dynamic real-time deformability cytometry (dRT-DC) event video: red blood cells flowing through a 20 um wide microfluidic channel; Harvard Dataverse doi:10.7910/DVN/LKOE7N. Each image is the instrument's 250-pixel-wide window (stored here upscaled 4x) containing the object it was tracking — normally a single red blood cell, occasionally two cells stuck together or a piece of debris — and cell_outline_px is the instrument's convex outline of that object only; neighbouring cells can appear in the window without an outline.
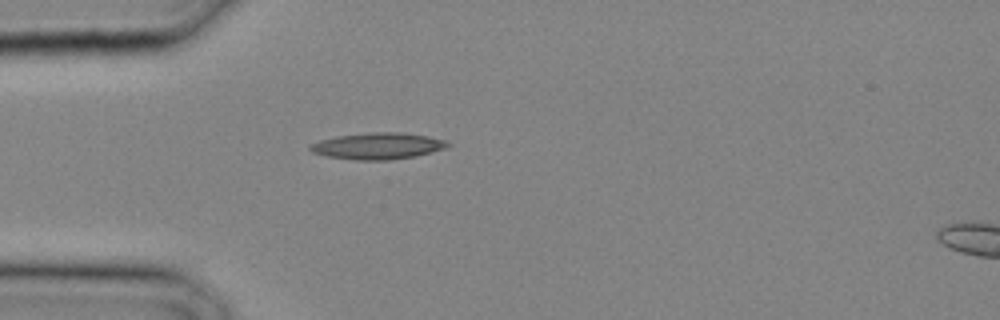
{"species": "common noctule bat (a hibernating species)", "species_latin": "Nyctalus noctula", "temperature_condition": "cold", "stored_images_in_passage": 11, "camera_frame_rate_fps": 3000, "um_per_image_px": 0.085, "animal": {"sex": "male", "body_mass_g": 20.4}, "frame": {"image": 1, "passage_image": 1, "time_ms": 0.0, "image_size_px": [1000, 320], "cell_outline_px": [[452, 144], [448, 148], [416, 156], [388, 160], [356, 160], [328, 156], [312, 152], [308, 148], [312, 144], [320, 140], [336, 136], [372, 132], [400, 132], [428, 136], [444, 140]], "centroid_in_image_um": [32.15, 12.41], "position_along_channel_um": 52.8, "area_um2": 21.21}}
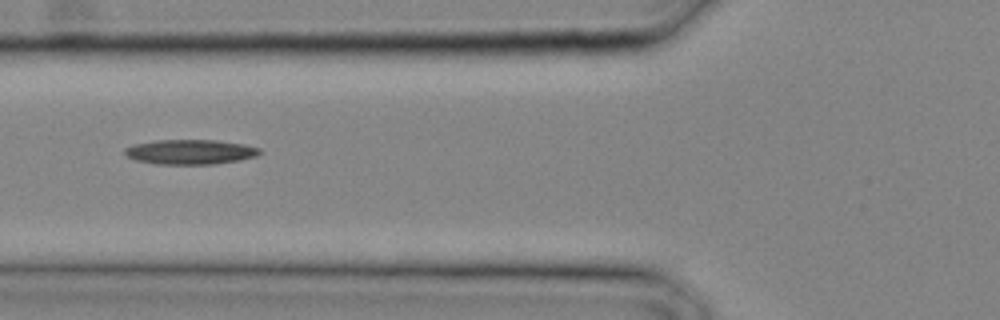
{"frame": {"image": 2, "passage_image": 4, "time_ms": 1.0, "image_size_px": [1000, 320], "cell_outline_px": [[264, 152], [256, 156], [240, 160], [216, 164], [156, 164], [136, 160], [128, 156], [124, 152], [124, 148], [132, 144], [156, 140], [216, 140], [244, 144], [260, 148]], "centroid_in_image_um": [16.19, 12.91], "position_along_channel_um": 109.6, "area_um2": 19.65}}